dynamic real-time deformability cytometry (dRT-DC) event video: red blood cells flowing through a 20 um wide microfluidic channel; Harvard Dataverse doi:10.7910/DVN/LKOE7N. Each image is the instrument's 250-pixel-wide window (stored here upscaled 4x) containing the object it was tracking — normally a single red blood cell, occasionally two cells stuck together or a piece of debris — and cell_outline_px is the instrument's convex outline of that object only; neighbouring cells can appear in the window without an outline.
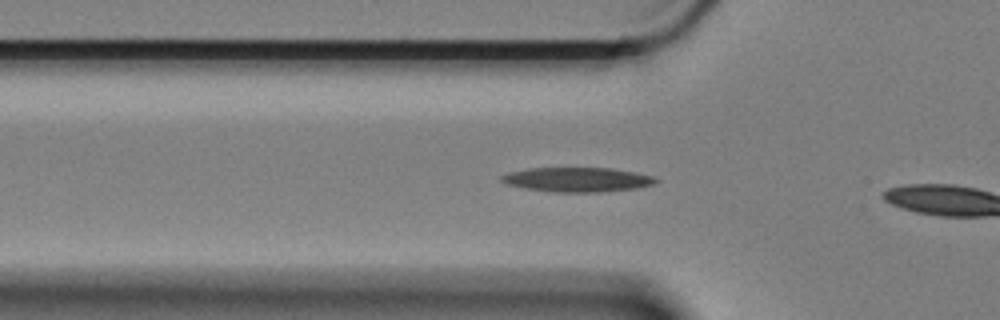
{"species": "Egyptian fruit bat (a non-hibernating species)", "species_latin": "Rousettus aegyptiacus", "temperature_condition": "cold", "stored_images_in_passage": 9, "camera_frame_rate_fps": 3000, "um_per_image_px": 0.085, "animal": {"sex": "female"}, "frame": {"image": 1, "passage_image": 6, "time_ms": 1.667, "image_size_px": [1000, 320], "cell_outline_px": [[660, 180], [656, 184], [636, 188], [600, 192], [552, 192], [524, 188], [508, 184], [500, 180], [500, 176], [508, 172], [528, 168], [612, 168], [652, 176]], "centroid_in_image_um": [49.06, 15.27], "position_along_channel_um": 76.7, "area_um2": 22.02}}